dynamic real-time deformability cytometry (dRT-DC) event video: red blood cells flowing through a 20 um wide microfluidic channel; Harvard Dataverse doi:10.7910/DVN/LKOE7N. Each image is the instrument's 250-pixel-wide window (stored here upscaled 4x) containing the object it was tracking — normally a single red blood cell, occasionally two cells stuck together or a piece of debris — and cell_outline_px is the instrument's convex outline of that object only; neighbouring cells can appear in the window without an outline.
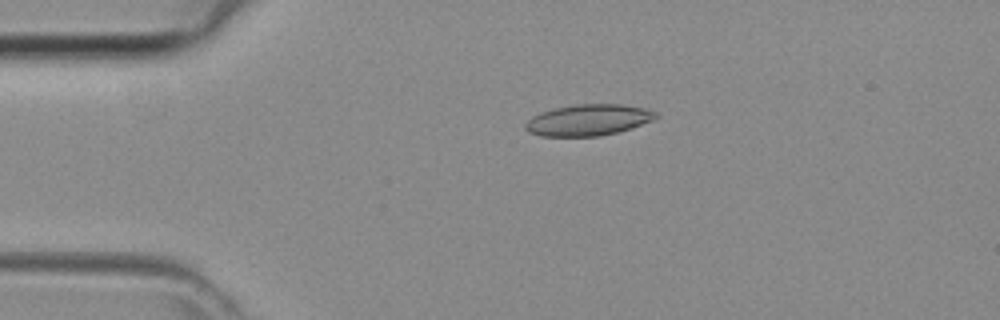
{"species": "common noctule bat (a hibernating species)", "species_latin": "Nyctalus noctula", "temperature_condition": "room temperature", "stored_images_in_passage": 43, "camera_frame_rate_fps": 3000, "um_per_image_px": 0.085, "animal": {"sex": "female", "body_mass_g": 29.2, "forearm_length_mm": 56.3}, "frame": {"image": 1, "passage_image": 8, "time_ms": 2.333, "image_size_px": [1000, 320], "cell_outline_px": [[660, 116], [656, 120], [632, 128], [600, 136], [540, 136], [528, 132], [524, 128], [524, 124], [532, 116], [540, 112], [552, 108], [576, 104], [620, 104], [644, 108], [656, 112]], "centroid_in_image_um": [50.01, 10.2], "position_along_channel_um": 35.0, "area_um2": 24.04}}
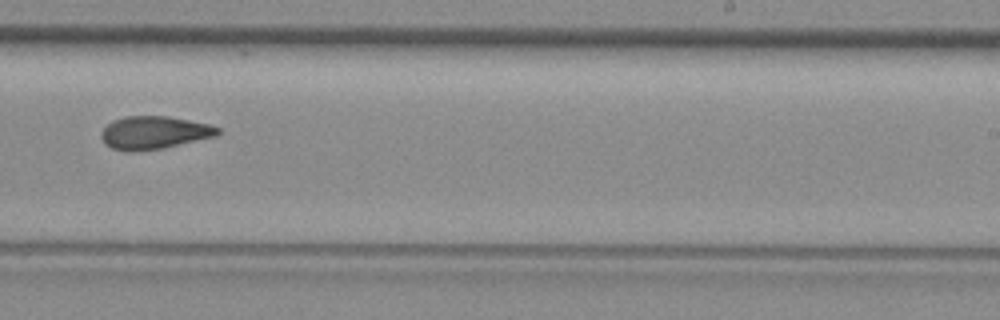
{"frame": {"image": 2, "passage_image": 26, "time_ms": 8.333, "image_size_px": [1000, 320], "cell_outline_px": [[220, 132], [216, 136], [160, 148], [136, 152], [132, 152], [112, 148], [104, 144], [100, 136], [100, 132], [112, 120], [124, 116], [168, 116], [212, 124], [220, 128]], "centroid_in_image_um": [13.08, 11.26], "position_along_channel_um": 275.9, "area_um2": 22.43}}
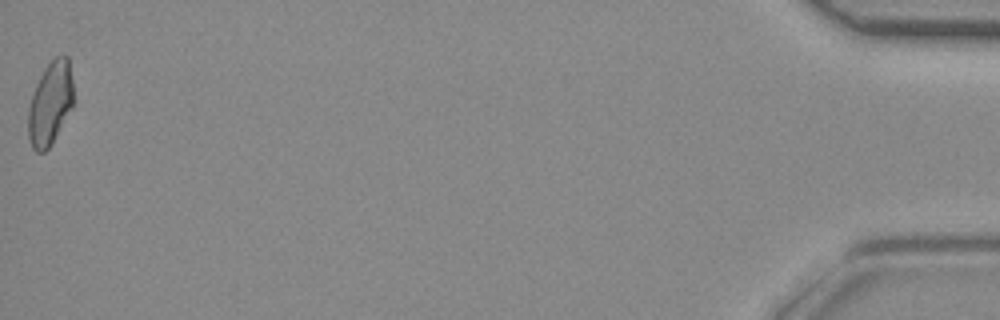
{"frame": {"image": 3, "passage_image": 43, "time_ms": 14.0, "image_size_px": [1000, 320], "cell_outline_px": [[72, 108], [52, 144], [44, 152], [36, 152], [32, 148], [28, 140], [28, 108], [36, 84], [44, 68], [56, 56], [68, 56], [72, 80]], "centroid_in_image_um": [4.25, 8.83], "position_along_channel_um": 430.9, "area_um2": 21.91}}